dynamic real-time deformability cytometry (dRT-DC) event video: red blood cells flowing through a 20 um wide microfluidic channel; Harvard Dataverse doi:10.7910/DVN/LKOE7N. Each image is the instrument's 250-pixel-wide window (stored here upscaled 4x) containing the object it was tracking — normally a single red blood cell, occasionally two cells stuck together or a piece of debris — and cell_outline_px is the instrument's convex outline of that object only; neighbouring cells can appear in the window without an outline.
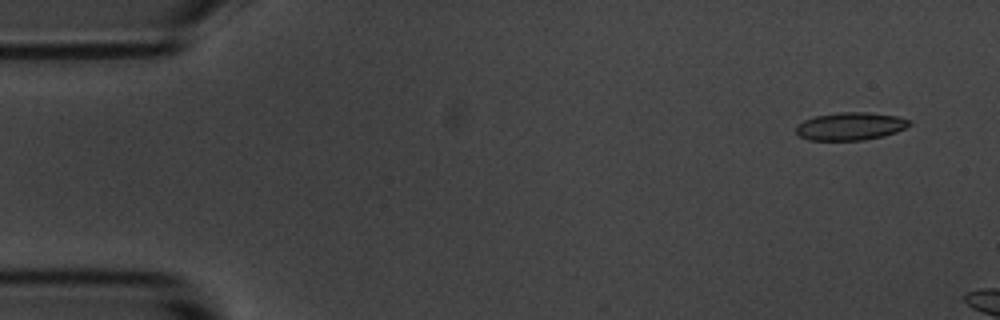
{"species": "common noctule bat (a hibernating species)", "species_latin": "Nyctalus noctula", "temperature_condition": "room temperature", "stored_images_in_passage": 6, "camera_frame_rate_fps": 3000, "um_per_image_px": 0.085, "animal": {"sex": "male", "body_mass_g": 20.1, "forearm_length_mm": 53.5}, "frame": {"image": 1, "passage_image": 1, "time_ms": 0.0, "image_size_px": [1000, 320], "cell_outline_px": [[912, 124], [896, 132], [884, 136], [864, 140], [808, 140], [800, 136], [796, 132], [796, 124], [804, 120], [816, 116], [840, 112], [868, 112], [896, 116], [912, 120]], "centroid_in_image_um": [72.29, 10.73], "position_along_channel_um": 12.7, "area_um2": 18.44}}